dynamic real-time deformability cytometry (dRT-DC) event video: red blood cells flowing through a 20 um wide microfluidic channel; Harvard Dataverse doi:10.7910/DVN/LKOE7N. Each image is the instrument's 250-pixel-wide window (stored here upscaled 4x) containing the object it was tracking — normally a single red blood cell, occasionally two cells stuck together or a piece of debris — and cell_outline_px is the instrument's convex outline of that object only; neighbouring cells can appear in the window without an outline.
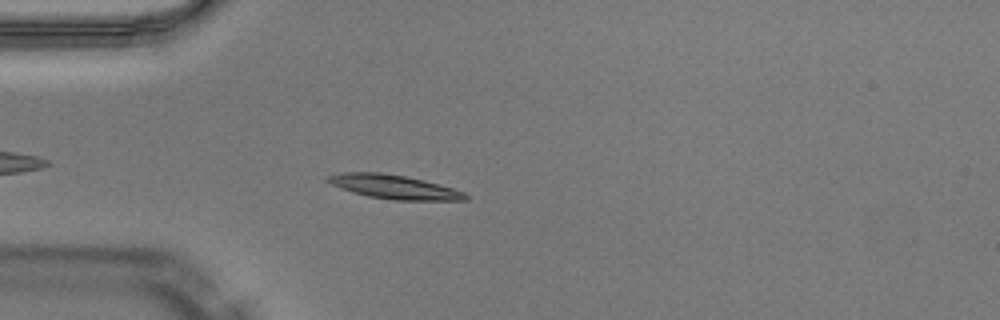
{"species": "Egyptian fruit bat (a non-hibernating species)", "species_latin": "Rousettus aegyptiacus", "temperature_condition": "warm", "stored_images_in_passage": 39, "camera_frame_rate_fps": 3000, "um_per_image_px": 0.085, "animal": {"sex": "male"}, "frame": {"image": 1, "passage_image": 4, "time_ms": 1.0, "image_size_px": [1000, 320], "cell_outline_px": [[468, 200], [396, 200], [368, 196], [352, 192], [340, 188], [324, 180], [328, 176], [344, 172], [380, 172], [404, 176], [452, 188], [464, 192], [468, 196]], "centroid_in_image_um": [33.45, 15.89], "position_along_channel_um": 51.5, "area_um2": 18.9}}
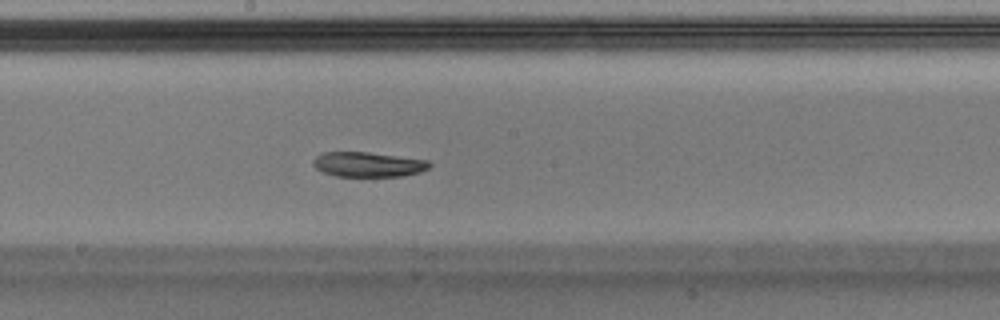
{"frame": {"image": 2, "passage_image": 17, "time_ms": 5.333, "image_size_px": [1000, 320], "cell_outline_px": [[432, 164], [428, 168], [420, 172], [404, 176], [336, 176], [324, 172], [316, 168], [312, 164], [312, 160], [316, 156], [324, 152], [368, 152], [428, 160]], "centroid_in_image_um": [31.29, 13.97], "position_along_channel_um": 216.9, "area_um2": 16.82}}
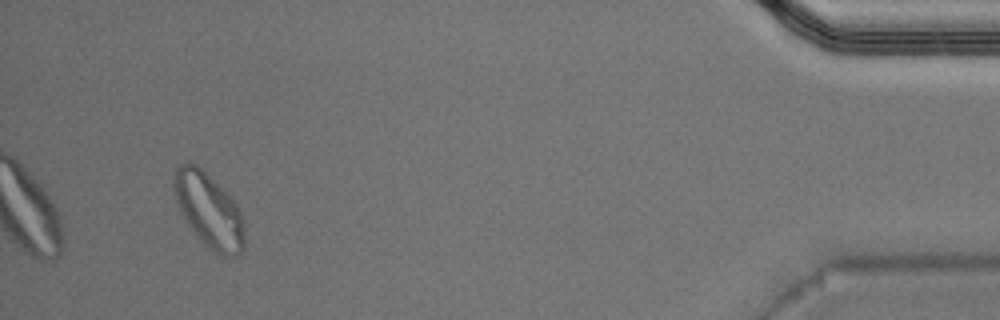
{"frame": {"image": 3, "passage_image": 37, "time_ms": 12.0, "image_size_px": [1000, 320], "cell_outline_px": [[244, 248], [236, 256], [216, 256], [200, 240], [188, 224], [176, 204], [172, 184], [176, 168], [180, 164], [188, 160], [196, 164], [232, 200], [240, 212], [244, 236]], "centroid_in_image_um": [17.7, 17.9], "position_along_channel_um": 417.5, "area_um2": 30.17}, "authors_computed_cell_mechanics": {"area_um2": 17.8602, "velocity_mm_per_s": 4.0486, "shape_relaxation_time_tau1_ms": 3.9227, "shape_relaxation_time_tau2_ms": null, "deformation_change_tau1": 0.1826, "deformation_change_tau2": null}}